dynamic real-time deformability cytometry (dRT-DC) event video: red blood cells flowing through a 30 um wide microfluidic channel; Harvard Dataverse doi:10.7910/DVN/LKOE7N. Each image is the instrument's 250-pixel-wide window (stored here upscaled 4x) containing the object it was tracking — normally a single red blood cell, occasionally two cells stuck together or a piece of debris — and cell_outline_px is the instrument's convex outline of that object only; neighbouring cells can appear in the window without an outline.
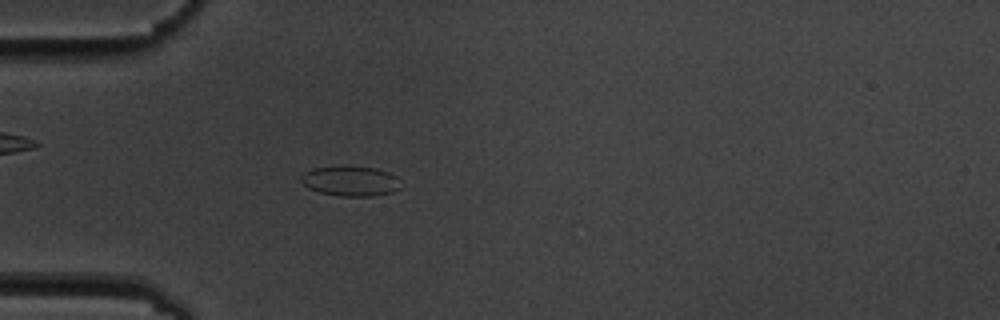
{"species": "common noctule bat (a hibernating species)", "species_latin": "Nyctalus noctula", "temperature_condition": "cold", "stored_images_in_passage": 4, "camera_frame_rate_fps": 3000, "um_per_image_px": 0.085, "animal": {"sex": "male", "body_mass_g": 19.5, "forearm_length_mm": 54.6}, "frame": {"image": 1, "passage_image": 4, "time_ms": 3.333, "image_size_px": [1000, 320], "cell_outline_px": [[400, 188], [392, 192], [372, 196], [340, 196], [320, 192], [308, 188], [300, 180], [300, 176], [304, 172], [312, 168], [376, 168], [392, 172], [396, 176]], "centroid_in_image_um": [29.8, 15.41], "position_along_channel_um": 55.2, "area_um2": 16.99}}